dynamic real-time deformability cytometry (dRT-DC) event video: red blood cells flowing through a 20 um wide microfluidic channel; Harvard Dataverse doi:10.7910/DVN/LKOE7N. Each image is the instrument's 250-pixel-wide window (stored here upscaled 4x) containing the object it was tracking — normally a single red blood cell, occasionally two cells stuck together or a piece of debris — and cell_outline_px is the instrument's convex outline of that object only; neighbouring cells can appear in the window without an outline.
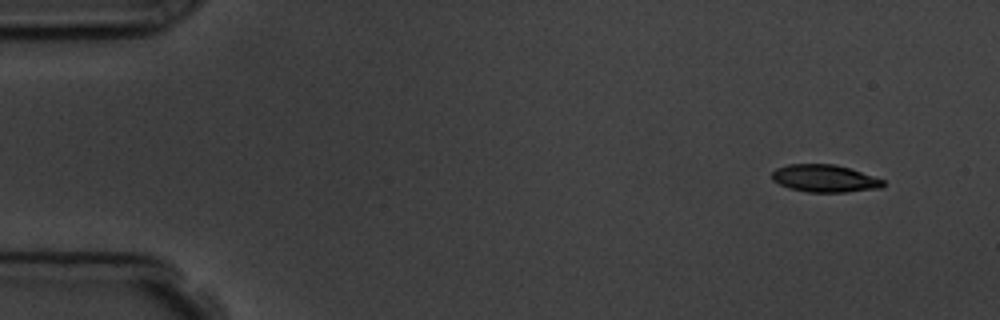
{"species": "common noctule bat (a hibernating species)", "species_latin": "Nyctalus noctula", "temperature_condition": "room temperature", "stored_images_in_passage": 5, "segment_of_instrument_passage": [1, 2], "camera_frame_rate_fps": 3000, "um_per_image_px": 0.085, "animal": {"sex": "male", "body_mass_g": 19.5, "forearm_length_mm": 54.6}, "frame": {"image": 1, "passage_image": 1, "time_ms": 0.0, "image_size_px": [1000, 320], "cell_outline_px": [[884, 184], [880, 188], [844, 192], [808, 192], [788, 188], [772, 180], [772, 172], [776, 168], [788, 164], [836, 164], [884, 180]], "centroid_in_image_um": [70.05, 15.16], "position_along_channel_um": 14.9, "area_um2": 17.63}}
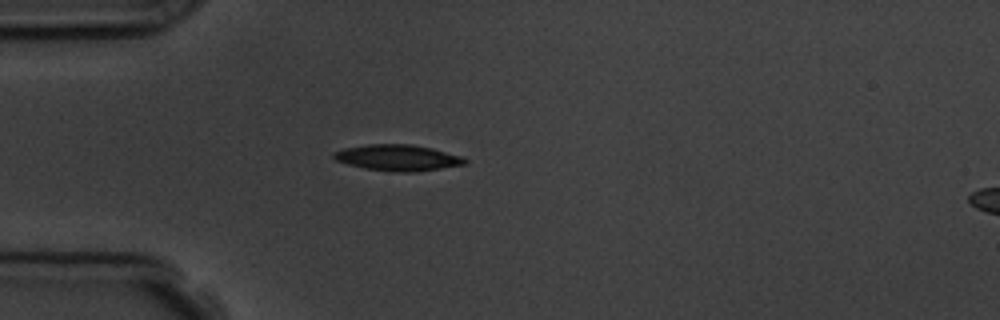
{"frame": {"image": 2, "passage_image": 4, "time_ms": 3.667, "image_size_px": [1000, 320], "cell_outline_px": [[468, 160], [464, 164], [440, 168], [412, 172], [396, 172], [364, 168], [348, 164], [336, 160], [332, 156], [332, 152], [344, 148], [368, 144], [412, 144], [432, 148], [464, 156]], "centroid_in_image_um": [33.81, 13.39], "position_along_channel_um": 51.2, "area_um2": 19.94}}